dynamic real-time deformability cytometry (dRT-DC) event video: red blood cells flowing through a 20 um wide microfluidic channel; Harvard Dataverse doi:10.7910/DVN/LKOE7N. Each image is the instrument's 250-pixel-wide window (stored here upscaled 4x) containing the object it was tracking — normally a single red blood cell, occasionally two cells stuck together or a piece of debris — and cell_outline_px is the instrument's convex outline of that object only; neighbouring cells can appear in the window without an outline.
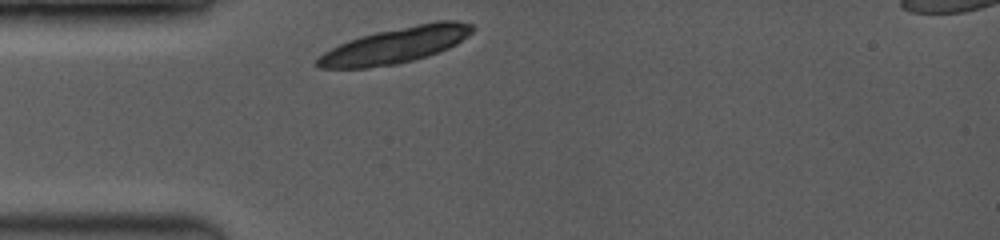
{"species": "common noctule bat (a hibernating species)", "species_latin": "Nyctalus noctula", "temperature_condition": "room temperature", "stored_images_in_passage": 1, "camera_frame_rate_fps": 3500, "um_per_image_px": 0.085, "animal": {"sex": "female", "body_mass_g": 19.0, "forearm_length_mm": 53.3}, "frame": {"image": 1, "passage_image": 1, "time_ms": 0.0, "image_size_px": [1000, 240], "cell_outline_px": [[476, 28], [472, 32], [456, 44], [448, 48], [412, 60], [396, 64], [364, 68], [320, 68], [316, 64], [316, 60], [324, 52], [348, 40], [360, 36], [376, 32], [436, 20], [456, 20], [472, 24]], "centroid_in_image_um": [33.63, 3.83], "position_along_channel_um": 51.4, "area_um2": 32.02}}